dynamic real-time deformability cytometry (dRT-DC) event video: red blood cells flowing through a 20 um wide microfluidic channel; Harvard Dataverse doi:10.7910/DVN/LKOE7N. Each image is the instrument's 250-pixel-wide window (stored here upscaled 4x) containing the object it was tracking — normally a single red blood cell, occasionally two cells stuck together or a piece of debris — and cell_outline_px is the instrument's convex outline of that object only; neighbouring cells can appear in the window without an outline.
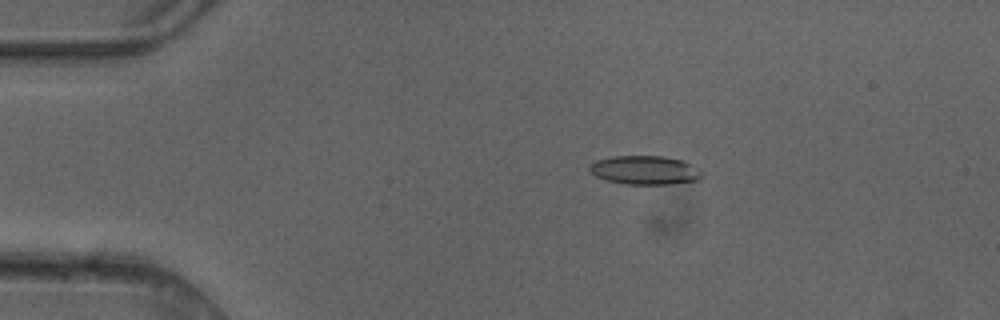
{"species": "common noctule bat (a hibernating species)", "species_latin": "Nyctalus noctula", "temperature_condition": "cold", "stored_images_in_passage": 6, "camera_frame_rate_fps": 3000, "um_per_image_px": 0.085, "animal": {"sex": "female"}, "frame": {"image": 1, "passage_image": 3, "time_ms": 0.667, "image_size_px": [1000, 320], "cell_outline_px": [[704, 176], [696, 180], [668, 184], [628, 184], [608, 180], [596, 176], [588, 168], [596, 160], [616, 156], [664, 156], [680, 160], [692, 164], [700, 168], [704, 172]], "centroid_in_image_um": [54.88, 14.45], "position_along_channel_um": 30.1, "area_um2": 18.73}}
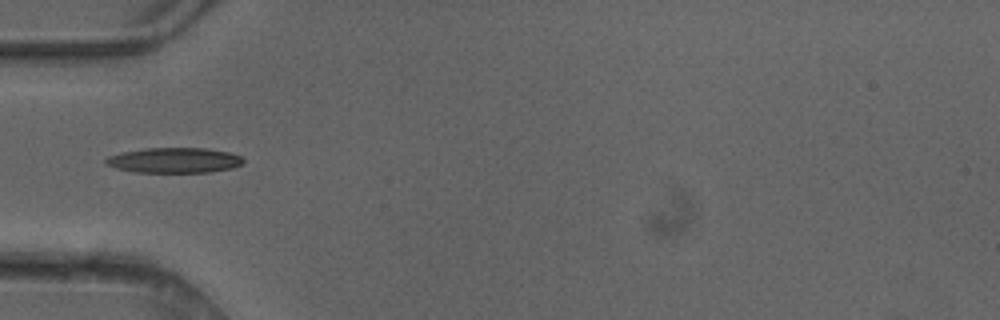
{"frame": {"image": 2, "passage_image": 5, "time_ms": 1.333, "image_size_px": [1000, 320], "cell_outline_px": [[244, 164], [232, 168], [208, 172], [136, 172], [116, 168], [104, 164], [104, 160], [108, 156], [124, 152], [144, 148], [208, 148], [228, 152], [240, 156], [244, 160]], "centroid_in_image_um": [14.81, 13.62], "position_along_channel_um": 70.2, "area_um2": 20.23}}
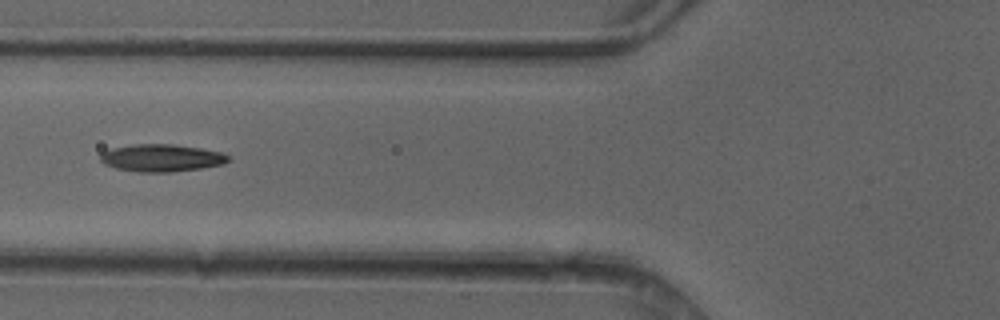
{"frame": {"image": 3, "passage_image": 6, "time_ms": 1.667, "image_size_px": [1000, 320], "cell_outline_px": [[228, 160], [224, 164], [200, 168], [172, 172], [136, 172], [116, 168], [104, 164], [100, 160], [100, 152], [112, 148], [136, 144], [172, 144], [200, 148], [224, 152], [228, 156]], "centroid_in_image_um": [13.71, 13.42], "position_along_channel_um": 112.1, "area_um2": 20.46}}